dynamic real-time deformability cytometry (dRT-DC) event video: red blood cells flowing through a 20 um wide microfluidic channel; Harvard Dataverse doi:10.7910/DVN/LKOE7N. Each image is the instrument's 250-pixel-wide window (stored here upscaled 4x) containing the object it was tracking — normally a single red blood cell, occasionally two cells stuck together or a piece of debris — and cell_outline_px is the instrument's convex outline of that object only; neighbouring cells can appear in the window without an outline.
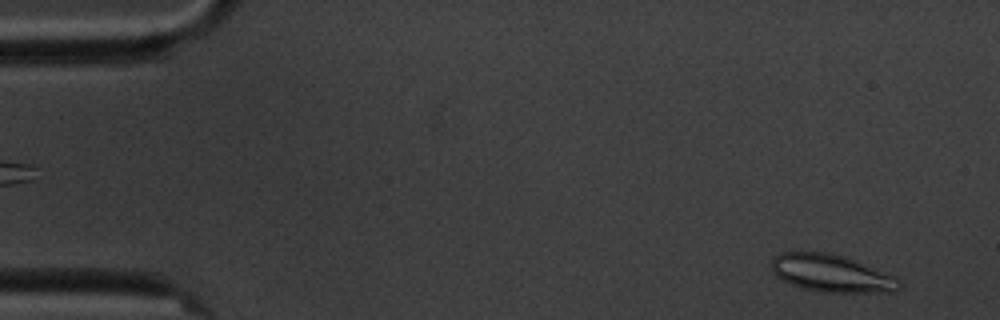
{"species": "common noctule bat (a hibernating species)", "species_latin": "Nyctalus noctula", "temperature_condition": "cold", "stored_images_in_passage": 5, "camera_frame_rate_fps": 3000, "um_per_image_px": 0.085, "animal": {"sex": "male", "body_mass_g": 20.1, "forearm_length_mm": 53.5}, "frame": {"image": 1, "passage_image": 5, "time_ms": 5.333, "image_size_px": [1000, 320], "cell_outline_px": [[904, 284], [896, 292], [820, 292], [804, 288], [792, 284], [776, 276], [772, 272], [772, 260], [780, 252], [828, 252], [848, 256], [896, 276]], "centroid_in_image_um": [70.76, 23.22], "position_along_channel_um": 14.2, "area_um2": 28.26}}